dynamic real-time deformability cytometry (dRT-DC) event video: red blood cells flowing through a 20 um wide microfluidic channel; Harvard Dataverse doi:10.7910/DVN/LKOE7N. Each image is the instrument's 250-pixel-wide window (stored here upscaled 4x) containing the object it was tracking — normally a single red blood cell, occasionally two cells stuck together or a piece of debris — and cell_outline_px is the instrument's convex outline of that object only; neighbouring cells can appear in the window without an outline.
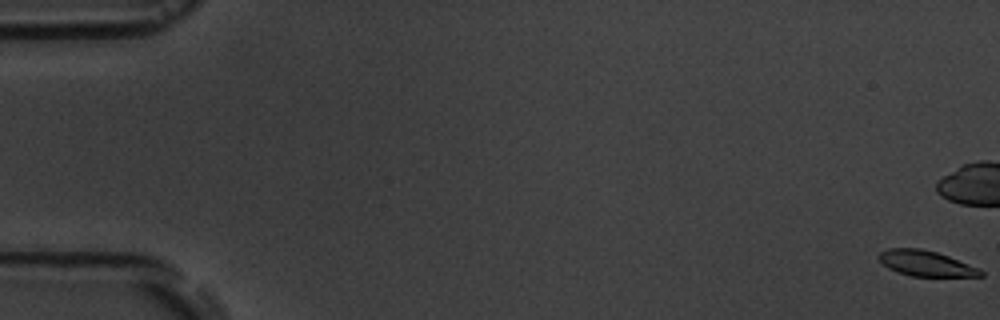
{"species": "common noctule bat (a hibernating species)", "species_latin": "Nyctalus noctula", "temperature_condition": "room temperature", "stored_images_in_passage": 6, "camera_frame_rate_fps": 3000, "um_per_image_px": 0.085, "animal": {"sex": "male", "body_mass_g": 19.5, "forearm_length_mm": 54.6}, "frame": {"image": 1, "passage_image": 1, "time_ms": 0.0, "image_size_px": [1000, 320], "cell_outline_px": [[984, 276], [912, 276], [896, 272], [888, 268], [876, 256], [880, 252], [888, 248], [920, 248], [936, 252], [948, 256], [980, 268], [984, 272]], "centroid_in_image_um": [78.69, 22.38], "position_along_channel_um": 6.3, "area_um2": 15.14}}